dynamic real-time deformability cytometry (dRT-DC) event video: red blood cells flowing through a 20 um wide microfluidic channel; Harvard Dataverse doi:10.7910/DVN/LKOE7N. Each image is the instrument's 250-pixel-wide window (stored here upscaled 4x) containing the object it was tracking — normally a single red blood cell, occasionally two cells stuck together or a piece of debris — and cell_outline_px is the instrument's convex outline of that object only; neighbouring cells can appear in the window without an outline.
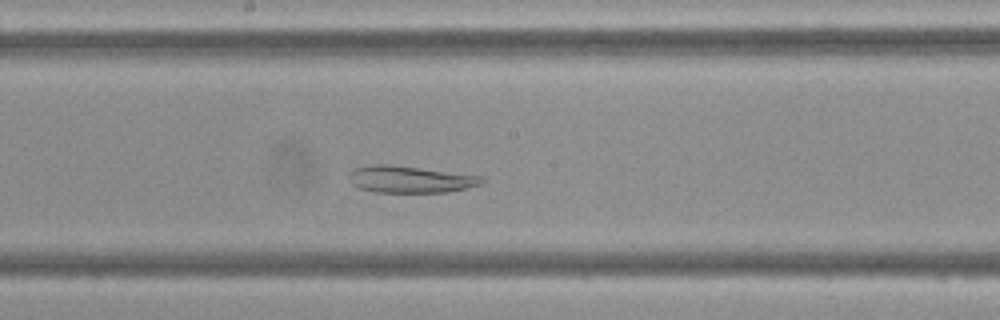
{"species": "Egyptian fruit bat (a non-hibernating species)", "species_latin": "Rousettus aegyptiacus", "temperature_condition": "cold", "stored_images_in_passage": 45, "camera_frame_rate_fps": 3000, "um_per_image_px": 0.085, "frame": {"image": 1, "passage_image": 22, "time_ms": 7.0, "image_size_px": [1000, 320], "cell_outline_px": [[484, 180], [480, 184], [448, 192], [376, 192], [360, 188], [352, 184], [348, 176], [356, 168], [372, 164], [388, 164], [484, 176]], "centroid_in_image_um": [34.86, 15.24], "position_along_channel_um": 213.3, "area_um2": 20.52}}
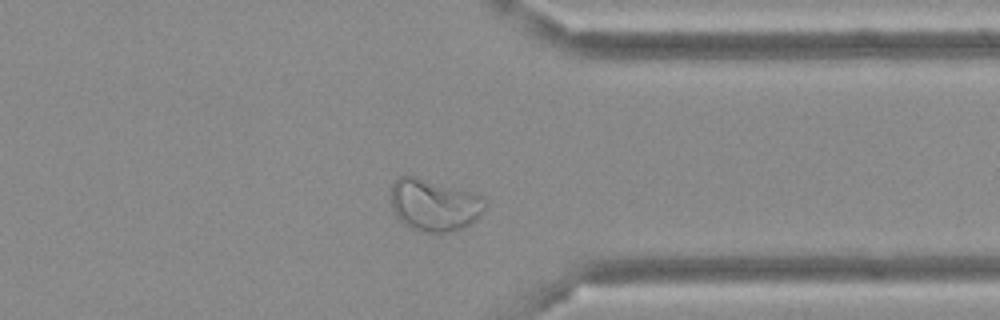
{"frame": {"image": 2, "passage_image": 34, "time_ms": 11.0, "image_size_px": [1000, 320], "cell_outline_px": [[488, 204], [480, 216], [476, 220], [460, 228], [448, 232], [420, 232], [404, 224], [396, 216], [392, 208], [392, 184], [400, 176], [416, 176], [476, 192], [484, 196], [488, 200]], "centroid_in_image_um": [36.96, 17.4], "position_along_channel_um": 374.4, "area_um2": 28.96}}
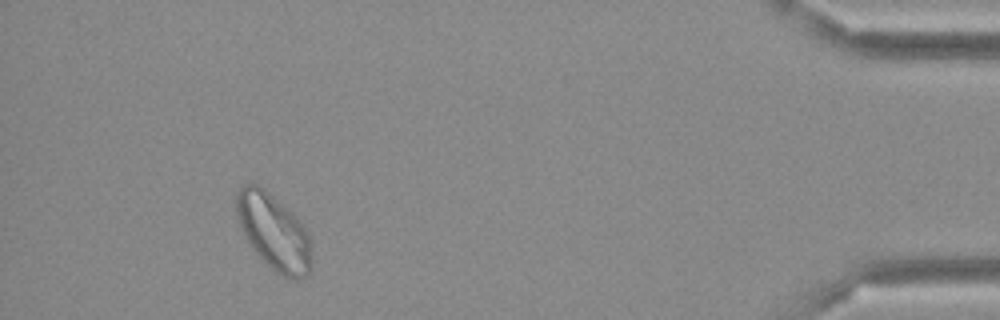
{"frame": {"image": 3, "passage_image": 41, "time_ms": 13.333, "image_size_px": [1000, 320], "cell_outline_px": [[312, 264], [308, 272], [304, 276], [296, 280], [292, 280], [276, 272], [252, 248], [244, 236], [240, 228], [236, 212], [236, 192], [244, 184], [256, 184], [264, 188], [296, 216], [304, 224], [308, 232], [312, 244]], "centroid_in_image_um": [23.29, 19.71], "position_along_channel_um": 411.9, "area_um2": 33.41}}